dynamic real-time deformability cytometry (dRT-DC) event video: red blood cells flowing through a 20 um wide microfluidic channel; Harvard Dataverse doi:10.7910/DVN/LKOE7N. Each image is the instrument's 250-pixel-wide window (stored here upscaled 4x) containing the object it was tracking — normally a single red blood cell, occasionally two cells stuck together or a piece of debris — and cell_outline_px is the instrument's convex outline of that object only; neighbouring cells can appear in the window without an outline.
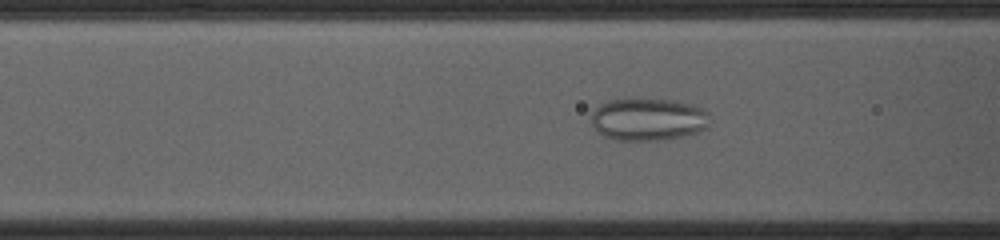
{"species": "common noctule bat (a hibernating species)", "species_latin": "Nyctalus noctula", "temperature_condition": "cold", "stored_images_in_passage": 16, "camera_frame_rate_fps": 3000, "um_per_image_px": 0.085, "animal": {"sex": "female", "body_mass_g": 23.0, "forearm_length_mm": 53.4}, "frame": {"image": 1, "passage_image": 10, "time_ms": 3.0, "image_size_px": [1000, 240], "cell_outline_px": [[708, 124], [704, 128], [696, 132], [664, 140], [616, 140], [604, 136], [596, 132], [592, 124], [592, 112], [600, 104], [608, 100], [676, 100], [692, 104], [708, 112]], "centroid_in_image_um": [55.06, 10.15], "position_along_channel_um": 111.5, "area_um2": 29.02}}